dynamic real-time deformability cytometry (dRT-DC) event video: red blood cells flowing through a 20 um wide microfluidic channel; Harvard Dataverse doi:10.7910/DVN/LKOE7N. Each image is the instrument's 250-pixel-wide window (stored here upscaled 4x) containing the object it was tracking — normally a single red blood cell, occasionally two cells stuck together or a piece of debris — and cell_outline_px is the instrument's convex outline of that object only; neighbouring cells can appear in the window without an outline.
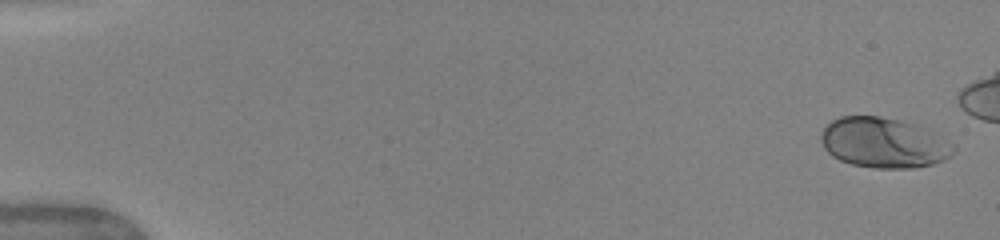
{"species": "human", "species_latin": "Homo sapiens", "temperature_condition": "warm", "stored_images_in_passage": 47, "camera_frame_rate_fps": 3000, "um_per_image_px": 0.085, "donor": {"sex": "female"}, "frame": {"image": 1, "passage_image": 1, "time_ms": 0.0, "image_size_px": [1000, 240], "cell_outline_px": [[956, 152], [952, 156], [944, 160], [932, 164], [912, 168], [876, 168], [852, 164], [840, 160], [832, 156], [824, 148], [820, 140], [820, 136], [824, 128], [832, 120], [840, 116], [880, 116], [916, 124], [952, 144], [956, 148]], "centroid_in_image_um": [75.09, 12.14], "position_along_channel_um": 9.9, "area_um2": 38.61}}